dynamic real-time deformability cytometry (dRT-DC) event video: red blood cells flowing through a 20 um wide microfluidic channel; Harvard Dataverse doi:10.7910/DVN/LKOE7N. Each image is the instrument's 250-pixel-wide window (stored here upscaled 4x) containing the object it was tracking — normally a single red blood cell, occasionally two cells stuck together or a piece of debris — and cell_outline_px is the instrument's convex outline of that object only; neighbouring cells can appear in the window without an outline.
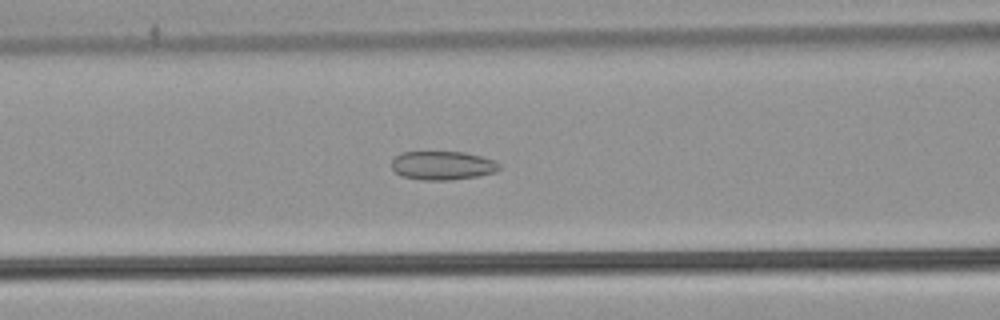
{"species": "common noctule bat (a hibernating species)", "species_latin": "Nyctalus noctula", "temperature_condition": "warm", "stored_images_in_passage": 52, "camera_frame_rate_fps": 3000, "um_per_image_px": 0.085, "animal": {"sex": "male", "body_mass_g": 21.5, "forearm_length_mm": 52.0}, "frame": {"image": 1, "passage_image": 22, "time_ms": 7.0, "image_size_px": [1000, 320], "cell_outline_px": [[500, 168], [496, 172], [476, 176], [448, 180], [424, 180], [400, 176], [392, 168], [392, 160], [400, 152], [464, 152], [496, 160], [500, 164]], "centroid_in_image_um": [37.62, 14.06], "position_along_channel_um": 129.0, "area_um2": 18.03}}
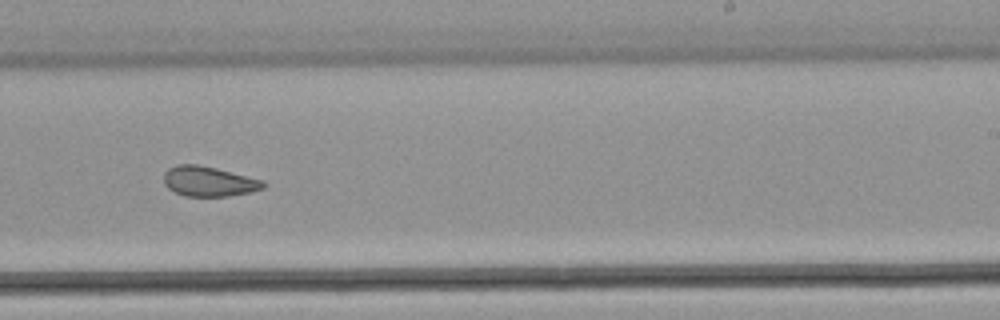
{"frame": {"image": 2, "passage_image": 33, "time_ms": 10.667, "image_size_px": [1000, 320], "cell_outline_px": [[268, 184], [264, 188], [248, 192], [228, 196], [184, 196], [168, 188], [164, 184], [164, 172], [168, 168], [176, 164], [196, 164], [216, 168], [264, 180]], "centroid_in_image_um": [17.75, 15.41], "position_along_channel_um": 271.3, "area_um2": 17.46}}
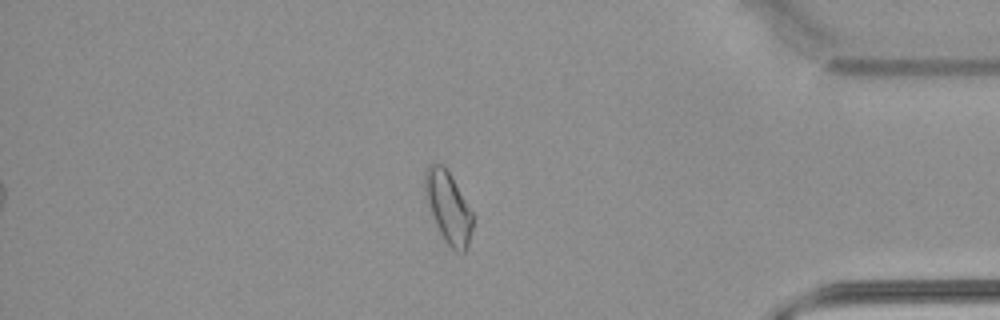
{"frame": {"image": 3, "passage_image": 45, "time_ms": 14.667, "image_size_px": [1000, 320], "cell_outline_px": [[472, 228], [468, 248], [464, 252], [456, 252], [444, 240], [436, 224], [424, 188], [424, 172], [428, 164], [440, 164], [448, 172], [472, 212]], "centroid_in_image_um": [38.11, 17.65], "position_along_channel_um": 397.1, "area_um2": 19.19}, "authors_computed_cell_mechanics": {"area_um2": 19.6809, "velocity_mm_per_s": 3.8876, "shape_relaxation_time_tau1_ms": null, "shape_relaxation_time_tau2_ms": 2.1154, "deformation_change_tau1": null, "deformation_change_tau2": 0.0795}}